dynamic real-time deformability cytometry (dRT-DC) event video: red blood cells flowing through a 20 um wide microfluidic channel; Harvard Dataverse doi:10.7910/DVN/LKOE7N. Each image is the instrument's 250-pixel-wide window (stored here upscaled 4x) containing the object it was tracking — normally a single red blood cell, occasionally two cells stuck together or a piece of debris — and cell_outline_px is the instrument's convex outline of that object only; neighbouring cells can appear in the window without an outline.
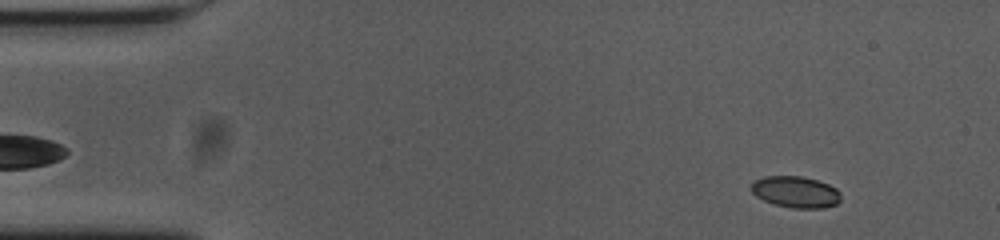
{"species": "common noctule bat (a hibernating species)", "species_latin": "Nyctalus noctula", "temperature_condition": "cold", "stored_images_in_passage": 47, "camera_frame_rate_fps": 3000, "um_per_image_px": 0.085, "animal": {"sex": "female", "body_mass_g": 23.0, "forearm_length_mm": 53.4}, "frame": {"image": 1, "passage_image": 2, "time_ms": 0.333, "image_size_px": [1000, 240], "cell_outline_px": [[840, 200], [836, 204], [824, 208], [792, 208], [776, 204], [764, 200], [756, 196], [752, 192], [752, 180], [764, 176], [800, 176], [816, 180], [828, 184], [836, 188], [840, 192]], "centroid_in_image_um": [67.63, 16.31], "position_along_channel_um": 17.4, "area_um2": 16.36}}
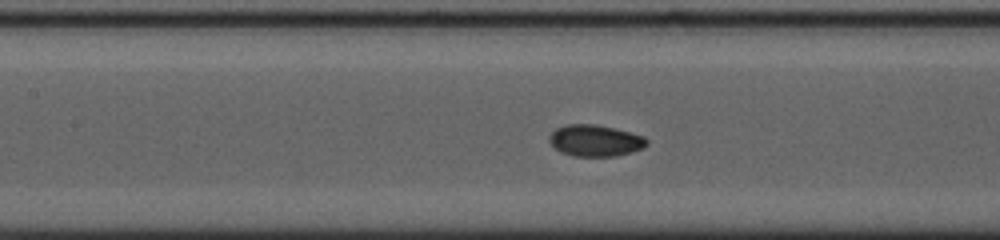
{"frame": {"image": 2, "passage_image": 21, "time_ms": 6.667, "image_size_px": [1000, 240], "cell_outline_px": [[648, 144], [644, 148], [632, 152], [616, 156], [572, 156], [560, 152], [548, 140], [548, 136], [556, 128], [568, 124], [596, 124], [644, 136], [648, 140]], "centroid_in_image_um": [50.59, 11.96], "position_along_channel_um": 156.8, "area_um2": 17.92}}
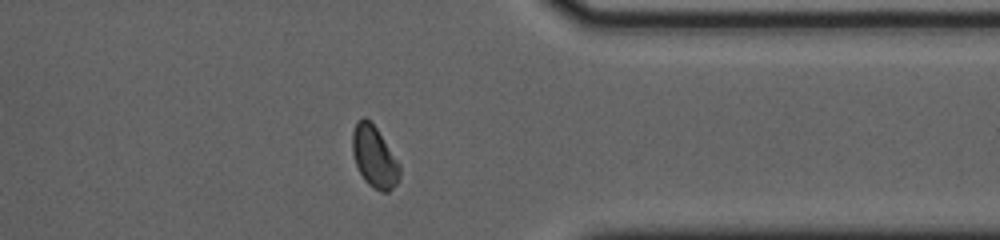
{"frame": {"image": 3, "passage_image": 40, "time_ms": 13.0, "image_size_px": [1000, 240], "cell_outline_px": [[400, 180], [388, 192], [380, 192], [372, 188], [364, 180], [356, 164], [352, 152], [352, 132], [356, 120], [364, 116], [376, 128], [400, 164]], "centroid_in_image_um": [31.81, 13.35], "position_along_channel_um": 379.6, "area_um2": 16.99}, "authors_computed_cell_mechanics": {"area_um2": 16.9932, "velocity_mm_per_s": 3.6809, "shape_relaxation_time_tau1_ms": null, "shape_relaxation_time_tau2_ms": 1.6648, "deformation_change_tau1": null, "deformation_change_tau2": 0.0274}}